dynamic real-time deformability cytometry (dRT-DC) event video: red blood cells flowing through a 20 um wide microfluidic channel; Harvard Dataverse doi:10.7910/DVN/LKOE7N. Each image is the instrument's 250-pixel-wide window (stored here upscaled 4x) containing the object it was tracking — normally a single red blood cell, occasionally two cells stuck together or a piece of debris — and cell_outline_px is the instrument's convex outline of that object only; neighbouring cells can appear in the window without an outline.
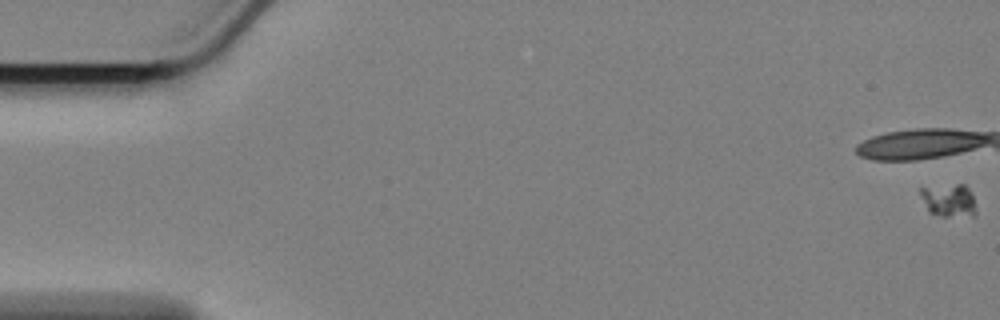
{"species": "Egyptian fruit bat (a non-hibernating species)", "species_latin": "Rousettus aegyptiacus", "temperature_condition": "cold", "stored_images_in_passage": 13, "camera_frame_rate_fps": 3000, "um_per_image_px": 0.085, "animal": {"sex": "female"}, "frame": {"image": 1, "passage_image": 1, "time_ms": 0.0, "image_size_px": [1000, 320], "cell_outline_px": [[976, 216], [940, 216], [928, 212], [920, 196], [920, 188], [956, 184], [964, 184], [968, 188], [972, 196], [976, 208]], "centroid_in_image_um": [80.65, 17.05], "position_along_channel_um": 4.4, "area_um2": 10.75}}